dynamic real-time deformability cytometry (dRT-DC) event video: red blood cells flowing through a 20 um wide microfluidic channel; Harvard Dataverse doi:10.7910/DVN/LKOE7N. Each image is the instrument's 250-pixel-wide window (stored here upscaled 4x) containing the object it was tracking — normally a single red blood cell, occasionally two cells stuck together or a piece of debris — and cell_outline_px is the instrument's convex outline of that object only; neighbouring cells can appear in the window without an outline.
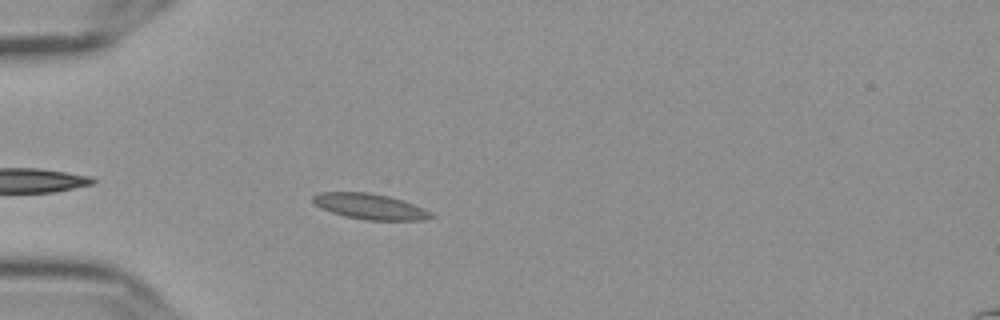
{"species": "Egyptian fruit bat (a non-hibernating species)", "species_latin": "Rousettus aegyptiacus", "temperature_condition": "cold", "stored_images_in_passage": 32, "camera_frame_rate_fps": 3000, "um_per_image_px": 0.085, "frame": {"image": 1, "passage_image": 5, "time_ms": 1.333, "image_size_px": [1000, 320], "cell_outline_px": [[436, 216], [428, 220], [364, 220], [344, 216], [320, 208], [312, 200], [312, 196], [320, 192], [368, 192], [388, 196], [424, 208], [432, 212]], "centroid_in_image_um": [31.47, 17.56], "position_along_channel_um": 53.5, "area_um2": 17.69}}
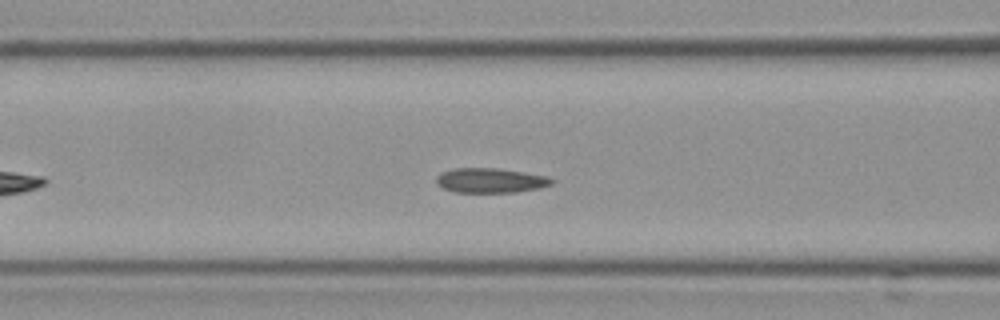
{"frame": {"image": 2, "passage_image": 12, "time_ms": 3.667, "image_size_px": [1000, 320], "cell_outline_px": [[556, 180], [552, 184], [540, 188], [516, 192], [456, 192], [444, 188], [436, 184], [436, 176], [440, 172], [452, 168], [496, 168], [524, 172], [548, 176]], "centroid_in_image_um": [41.69, 15.33], "position_along_channel_um": 124.9, "area_um2": 16.76}}
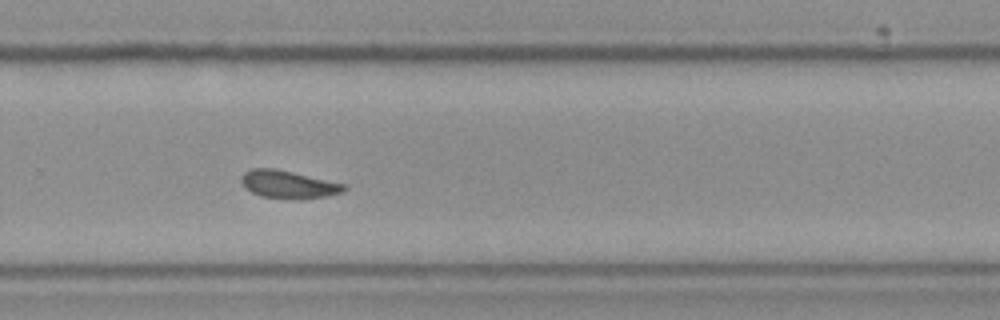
{"frame": {"image": 3, "passage_image": 27, "time_ms": 8.667, "image_size_px": [1000, 320], "cell_outline_px": [[348, 188], [344, 192], [328, 196], [300, 200], [260, 196], [244, 188], [240, 180], [240, 176], [244, 172], [252, 168], [272, 168], [292, 172], [344, 184]], "centroid_in_image_um": [24.49, 15.69], "position_along_channel_um": 305.3, "area_um2": 16.76}}